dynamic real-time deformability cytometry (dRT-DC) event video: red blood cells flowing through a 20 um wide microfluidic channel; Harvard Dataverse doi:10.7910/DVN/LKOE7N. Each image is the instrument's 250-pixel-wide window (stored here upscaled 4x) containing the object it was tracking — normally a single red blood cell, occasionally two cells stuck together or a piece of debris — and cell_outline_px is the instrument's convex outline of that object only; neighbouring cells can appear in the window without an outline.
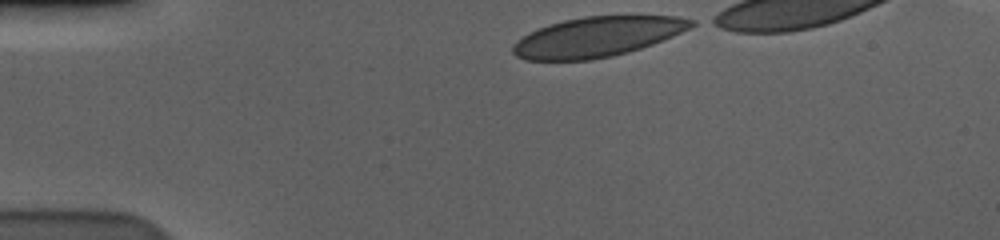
{"species": "human", "species_latin": "Homo sapiens", "temperature_condition": "cold", "stored_images_in_passage": 37, "camera_frame_rate_fps": 3000, "um_per_image_px": 0.085, "donor": {"sex": "male"}, "frame": {"image": 1, "passage_image": 1, "time_ms": 0.0, "image_size_px": [1000, 240], "cell_outline_px": [[696, 24], [672, 36], [652, 44], [628, 52], [612, 56], [592, 60], [524, 60], [516, 56], [512, 52], [512, 44], [516, 40], [548, 24], [564, 20], [584, 16], [676, 16], [696, 20]], "centroid_in_image_um": [50.74, 3.14], "position_along_channel_um": 34.3, "area_um2": 41.33}}
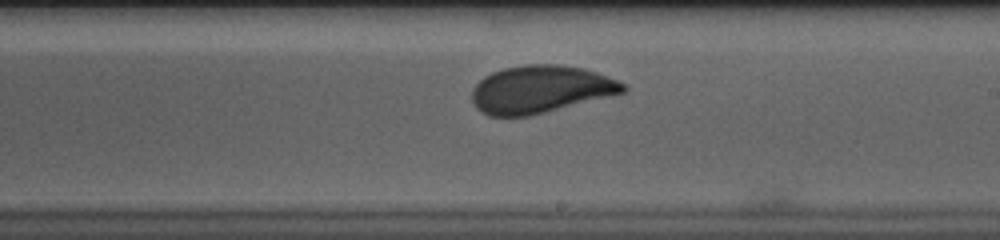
{"frame": {"image": 2, "passage_image": 23, "time_ms": 7.333, "image_size_px": [1000, 240], "cell_outline_px": [[628, 88], [624, 92], [528, 116], [488, 116], [480, 112], [476, 108], [472, 100], [472, 88], [484, 76], [492, 72], [504, 68], [524, 64], [556, 64], [584, 68], [596, 72], [616, 80], [624, 84]], "centroid_in_image_um": [45.89, 7.58], "position_along_channel_um": 243.1, "area_um2": 41.62}}
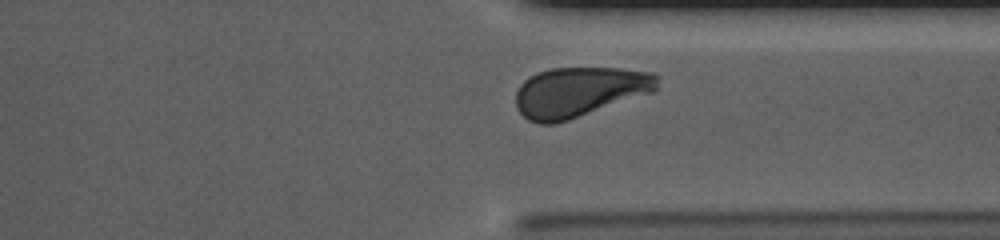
{"frame": {"image": 3, "passage_image": 33, "time_ms": 10.667, "image_size_px": [1000, 240], "cell_outline_px": [[660, 76], [656, 88], [652, 92], [556, 124], [540, 124], [528, 120], [516, 108], [516, 92], [520, 84], [524, 80], [540, 72], [552, 68], [620, 68], [652, 72]], "centroid_in_image_um": [49.24, 7.81], "position_along_channel_um": 362.2, "area_um2": 41.04}, "authors_computed_cell_mechanics": {"area_um2": 42.0784, "velocity_mm_per_s": 3.5655, "shape_relaxation_time_tau1_ms": 3.5105, "shape_relaxation_time_tau2_ms": null, "deformation_change_tau1": 0.126, "deformation_change_tau2": null}}